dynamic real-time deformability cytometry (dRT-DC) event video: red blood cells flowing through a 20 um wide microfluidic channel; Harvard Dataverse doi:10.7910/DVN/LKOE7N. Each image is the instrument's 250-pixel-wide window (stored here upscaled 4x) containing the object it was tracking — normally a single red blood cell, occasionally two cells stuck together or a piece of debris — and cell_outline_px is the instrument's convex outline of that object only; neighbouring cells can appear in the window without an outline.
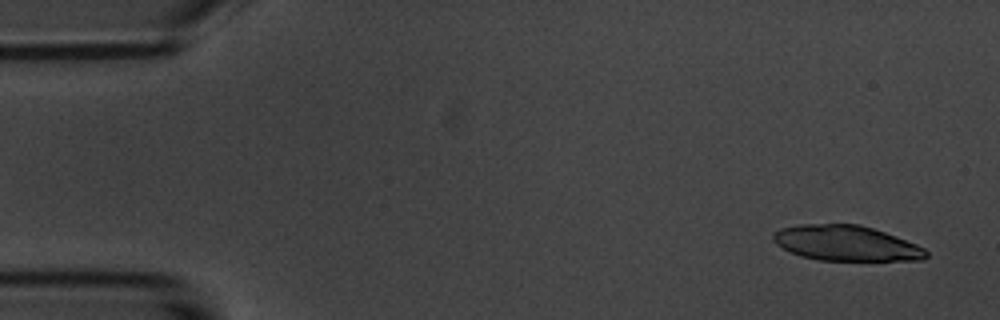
{"species": "common noctule bat (a hibernating species)", "species_latin": "Nyctalus noctula", "temperature_condition": "room temperature", "stored_images_in_passage": 5, "camera_frame_rate_fps": 3000, "um_per_image_px": 0.085, "animal": {"sex": "male", "body_mass_g": 20.1, "forearm_length_mm": 53.5}, "frame": {"image": 1, "passage_image": 1, "time_ms": 0.0, "image_size_px": [1000, 320], "cell_outline_px": [[928, 256], [924, 260], [820, 260], [800, 256], [776, 244], [772, 240], [772, 236], [780, 228], [800, 224], [860, 224], [896, 236], [916, 244], [924, 248], [928, 252]], "centroid_in_image_um": [71.93, 20.67], "position_along_channel_um": 13.1, "area_um2": 31.33}}